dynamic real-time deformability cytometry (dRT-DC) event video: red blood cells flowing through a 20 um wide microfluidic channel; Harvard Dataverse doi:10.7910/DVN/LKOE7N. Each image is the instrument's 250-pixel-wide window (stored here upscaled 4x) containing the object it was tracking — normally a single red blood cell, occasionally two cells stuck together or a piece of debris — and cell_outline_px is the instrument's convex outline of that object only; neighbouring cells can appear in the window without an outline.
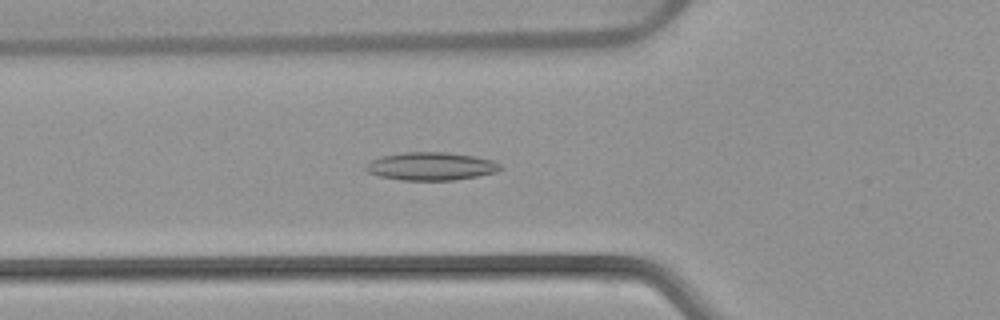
{"species": "common noctule bat (a hibernating species)", "species_latin": "Nyctalus noctula", "temperature_condition": "warm", "stored_images_in_passage": 53, "camera_frame_rate_fps": 3000, "um_per_image_px": 0.085, "animal": {"sex": "female", "body_mass_g": 22.7, "forearm_length_mm": 54.2}, "frame": {"image": 1, "passage_image": 19, "time_ms": 6.0, "image_size_px": [1000, 320], "cell_outline_px": [[504, 168], [496, 172], [456, 180], [400, 180], [380, 176], [368, 172], [364, 168], [372, 160], [380, 156], [404, 152], [444, 152], [476, 156], [492, 160], [500, 164]], "centroid_in_image_um": [36.66, 14.13], "position_along_channel_um": 89.1, "area_um2": 21.96}}
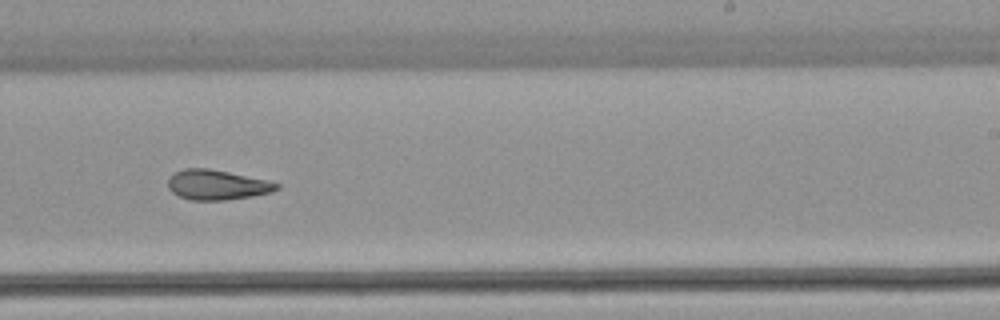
{"frame": {"image": 2, "passage_image": 33, "time_ms": 10.667, "image_size_px": [1000, 320], "cell_outline_px": [[280, 188], [268, 192], [252, 196], [224, 200], [192, 200], [180, 196], [172, 192], [168, 188], [168, 176], [184, 168], [208, 168], [268, 180], [280, 184]], "centroid_in_image_um": [18.42, 15.7], "position_along_channel_um": 270.6, "area_um2": 18.84}}
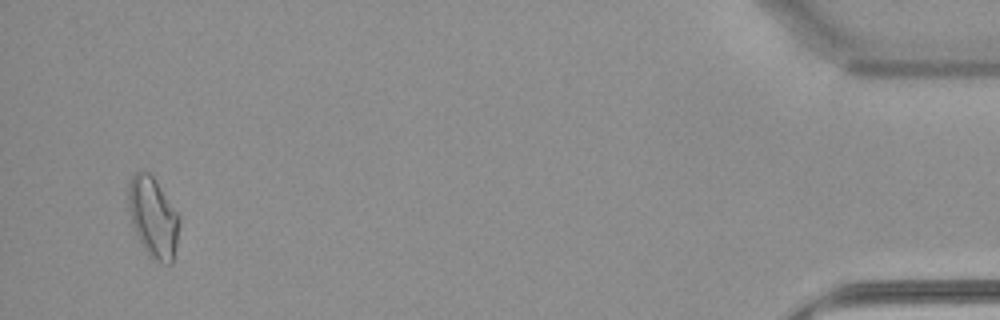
{"frame": {"image": 3, "passage_image": 51, "time_ms": 16.667, "image_size_px": [1000, 320], "cell_outline_px": [[180, 224], [172, 264], [164, 264], [152, 260], [148, 256], [132, 224], [128, 208], [128, 184], [132, 176], [136, 172], [148, 172], [152, 176], [180, 216]], "centroid_in_image_um": [13.02, 18.51], "position_along_channel_um": 422.2, "area_um2": 23.7}, "authors_computed_cell_mechanics": {"area_um2": 20.3456, "velocity_mm_per_s": 3.879, "shape_relaxation_time_tau1_ms": null, "shape_relaxation_time_tau2_ms": 3.0061, "deformation_change_tau1": null, "deformation_change_tau2": 0.1089}}